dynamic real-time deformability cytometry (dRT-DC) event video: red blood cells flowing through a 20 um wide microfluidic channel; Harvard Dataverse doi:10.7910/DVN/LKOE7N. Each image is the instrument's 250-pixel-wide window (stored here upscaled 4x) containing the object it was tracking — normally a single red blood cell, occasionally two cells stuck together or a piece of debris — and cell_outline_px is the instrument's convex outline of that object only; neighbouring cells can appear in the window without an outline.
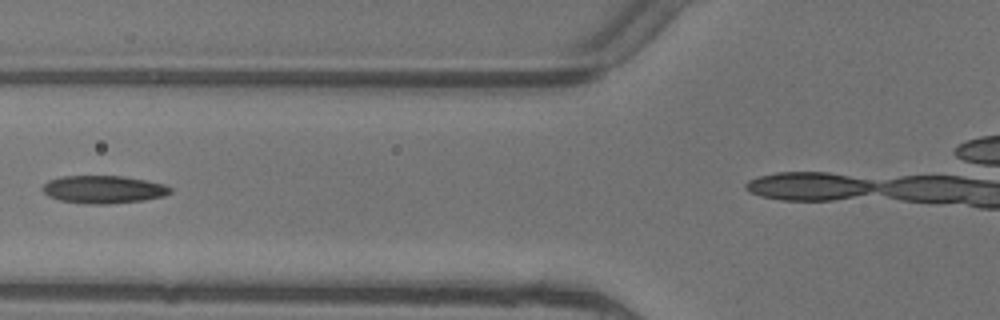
{"species": "common noctule bat (a hibernating species)", "species_latin": "Nyctalus noctula", "temperature_condition": "warm", "stored_images_in_passage": 7, "camera_frame_rate_fps": 3000, "um_per_image_px": 0.085, "animal": {"sex": "female"}, "frame": {"image": 1, "passage_image": 6, "time_ms": 1.667, "image_size_px": [1000, 320], "cell_outline_px": [[172, 192], [164, 196], [144, 200], [108, 204], [88, 204], [60, 200], [48, 196], [44, 192], [44, 184], [48, 180], [60, 176], [124, 176], [164, 184], [172, 188]], "centroid_in_image_um": [8.81, 16.1], "position_along_channel_um": 117.0, "area_um2": 20.63}}